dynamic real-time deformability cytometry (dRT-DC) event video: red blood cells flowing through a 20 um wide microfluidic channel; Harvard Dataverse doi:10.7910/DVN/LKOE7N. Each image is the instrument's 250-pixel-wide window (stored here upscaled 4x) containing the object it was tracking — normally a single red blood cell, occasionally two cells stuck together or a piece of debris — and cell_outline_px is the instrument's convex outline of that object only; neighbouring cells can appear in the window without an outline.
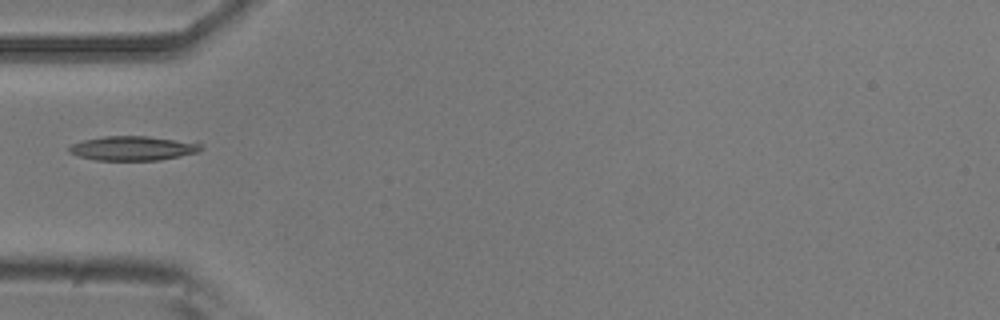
{"species": "common noctule bat (a hibernating species)", "species_latin": "Nyctalus noctula", "temperature_condition": "room temperature", "stored_images_in_passage": 1, "camera_frame_rate_fps": 3000, "um_per_image_px": 0.085, "animal": {"sex": "male", "body_mass_g": 20.5, "forearm_length_mm": 52.5}, "frame": {"image": 1, "passage_image": 1, "time_ms": 0.0, "image_size_px": [1000, 320], "cell_outline_px": [[204, 148], [200, 152], [160, 160], [96, 160], [80, 156], [68, 152], [68, 148], [72, 144], [84, 140], [104, 136], [148, 136], [204, 144]], "centroid_in_image_um": [11.33, 12.6], "position_along_channel_um": 73.7, "area_um2": 18.67}}